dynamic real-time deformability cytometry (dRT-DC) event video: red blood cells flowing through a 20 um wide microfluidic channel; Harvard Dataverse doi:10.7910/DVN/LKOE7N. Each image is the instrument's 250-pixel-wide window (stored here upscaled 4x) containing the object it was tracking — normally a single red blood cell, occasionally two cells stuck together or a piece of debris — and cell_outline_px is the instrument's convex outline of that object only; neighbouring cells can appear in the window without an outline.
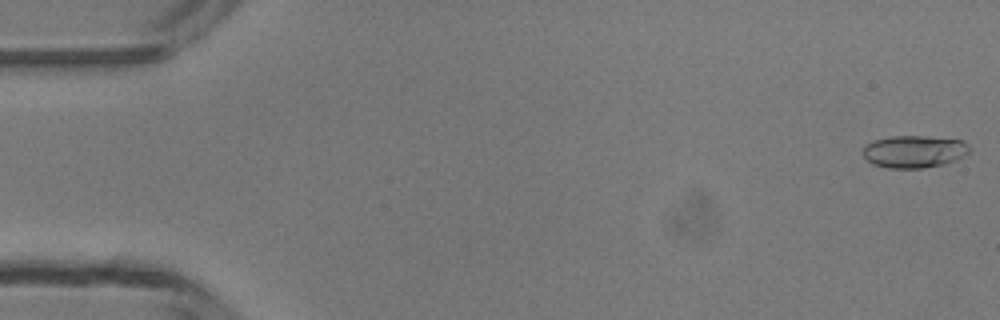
{"species": "common noctule bat (a hibernating species)", "species_latin": "Nyctalus noctula", "temperature_condition": "room temperature", "stored_images_in_passage": 43, "camera_frame_rate_fps": 3000, "um_per_image_px": 0.085, "animal": {"sex": "male", "body_mass_g": 13.3}, "frame": {"image": 1, "passage_image": 1, "time_ms": 0.0, "image_size_px": [1000, 320], "cell_outline_px": [[972, 148], [964, 156], [956, 160], [944, 164], [924, 168], [888, 168], [872, 164], [860, 152], [864, 144], [872, 140], [892, 136], [924, 136], [964, 140]], "centroid_in_image_um": [77.68, 12.87], "position_along_channel_um": 7.3, "area_um2": 20.46}}
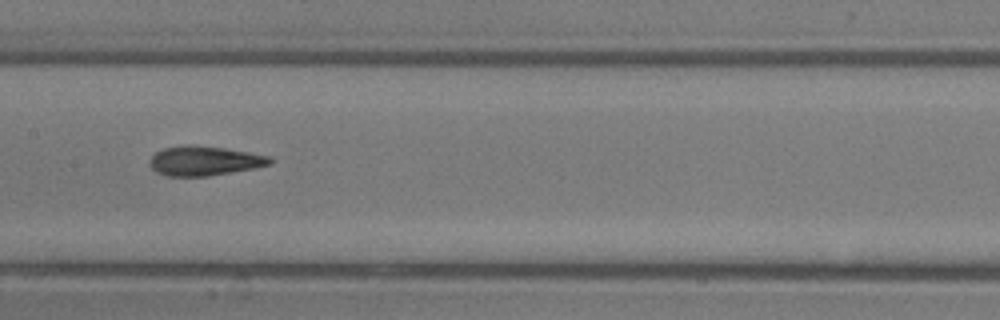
{"frame": {"image": 2, "passage_image": 24, "time_ms": 7.667, "image_size_px": [1000, 320], "cell_outline_px": [[272, 160], [268, 164], [256, 168], [208, 176], [168, 176], [156, 172], [152, 168], [148, 160], [156, 152], [164, 148], [188, 144], [192, 144], [224, 148], [272, 156]], "centroid_in_image_um": [17.36, 13.66], "position_along_channel_um": 190.0, "area_um2": 20.69}}
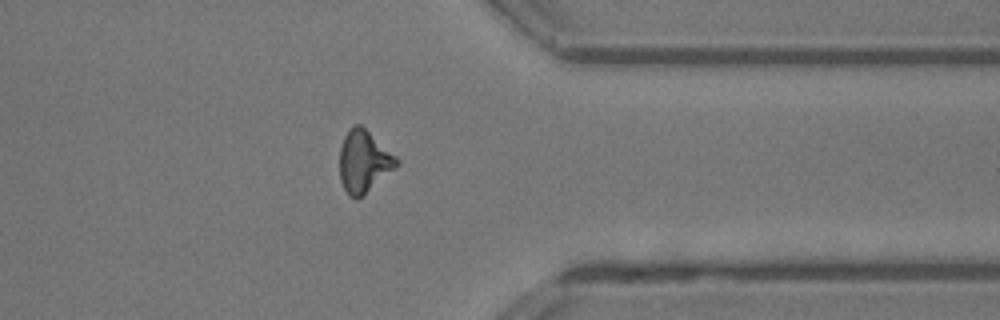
{"frame": {"image": 3, "passage_image": 38, "time_ms": 12.333, "image_size_px": [1000, 320], "cell_outline_px": [[400, 164], [396, 168], [364, 196], [356, 200], [348, 196], [340, 180], [340, 148], [344, 136], [348, 128], [356, 124], [360, 124], [396, 156], [400, 160]], "centroid_in_image_um": [30.93, 13.76], "position_along_channel_um": 380.5, "area_um2": 20.87}, "authors_computed_cell_mechanics": {"area_um2": 20.23, "velocity_mm_per_s": 4.2946, "shape_relaxation_time_tau1_ms": 6.7292, "shape_relaxation_time_tau2_ms": 1.9329, "deformation_change_tau1": 0.2231, "deformation_change_tau2": 0.0908}}